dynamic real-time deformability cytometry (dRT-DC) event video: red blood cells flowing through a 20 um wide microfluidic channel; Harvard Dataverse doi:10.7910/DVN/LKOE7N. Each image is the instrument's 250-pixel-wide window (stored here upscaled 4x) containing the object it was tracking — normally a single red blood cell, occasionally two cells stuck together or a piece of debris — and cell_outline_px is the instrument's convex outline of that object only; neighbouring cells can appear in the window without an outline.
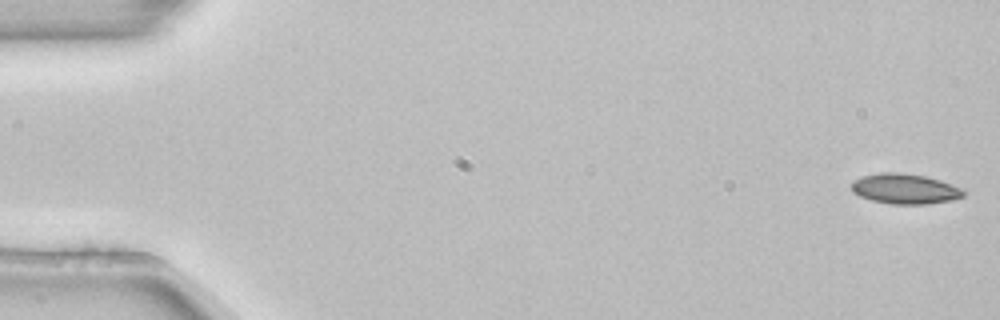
{"species": "common noctule bat (a hibernating species)", "species_latin": "Nyctalus noctula", "temperature_condition": "room temperature", "stored_images_in_passage": 5, "camera_frame_rate_fps": 3000, "um_per_image_px": 0.085, "animal": {"sex": "female", "body_mass_g": 22.7, "forearm_length_mm": 54.2}, "frame": {"image": 1, "passage_image": 1, "time_ms": 0.0, "image_size_px": [1000, 320], "cell_outline_px": [[964, 196], [952, 200], [924, 204], [892, 204], [872, 200], [860, 196], [852, 192], [852, 180], [860, 176], [880, 172], [900, 172], [924, 176], [940, 180], [960, 188], [964, 192]], "centroid_in_image_um": [76.87, 16.04], "position_along_channel_um": 8.1, "area_um2": 19.65}}
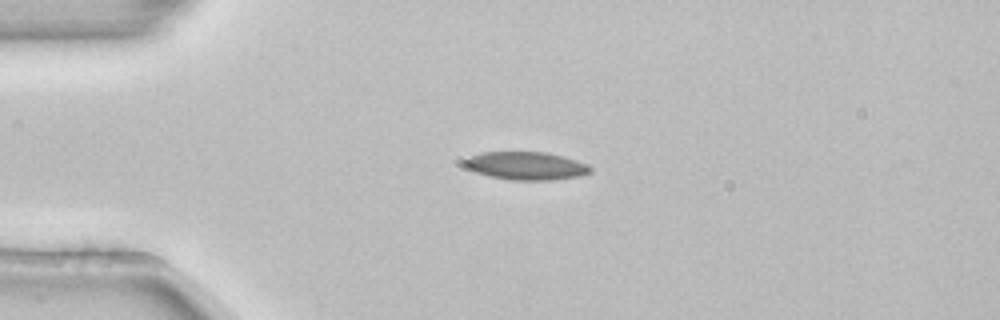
{"frame": {"image": 2, "passage_image": 3, "time_ms": 0.667, "image_size_px": [1000, 320], "cell_outline_px": [[592, 168], [588, 172], [580, 176], [552, 180], [512, 180], [492, 176], [476, 172], [468, 168], [464, 164], [464, 160], [468, 156], [480, 152], [548, 152], [564, 156], [588, 164]], "centroid_in_image_um": [44.72, 14.08], "position_along_channel_um": 40.3, "area_um2": 20.52}}